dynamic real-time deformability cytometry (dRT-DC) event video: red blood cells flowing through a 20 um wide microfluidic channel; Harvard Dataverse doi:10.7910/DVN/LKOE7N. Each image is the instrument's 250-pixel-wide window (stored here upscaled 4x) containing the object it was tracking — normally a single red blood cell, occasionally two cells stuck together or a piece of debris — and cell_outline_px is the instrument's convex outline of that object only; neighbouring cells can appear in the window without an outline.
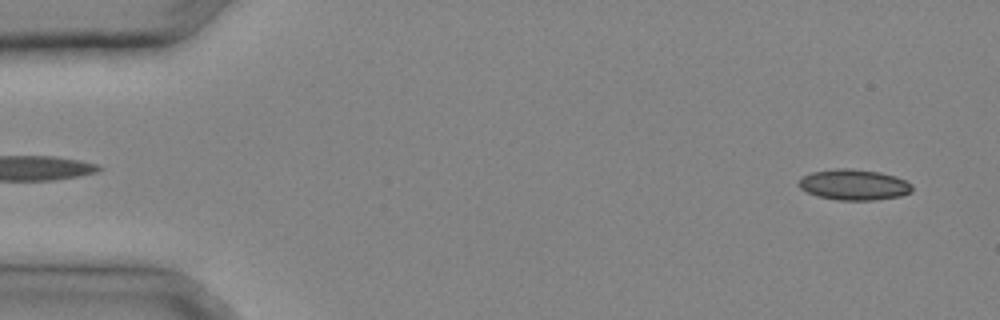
{"species": "common noctule bat (a hibernating species)", "species_latin": "Nyctalus noctula", "temperature_condition": "cold", "stored_images_in_passage": 30, "camera_frame_rate_fps": 3000, "um_per_image_px": 0.085, "animal": {"sex": "male", "body_mass_g": 20.4}, "frame": {"image": 1, "passage_image": 1, "time_ms": 0.0, "image_size_px": [1000, 320], "cell_outline_px": [[912, 192], [900, 196], [876, 200], [836, 200], [816, 196], [800, 188], [800, 180], [804, 176], [812, 172], [836, 168], [852, 168], [880, 172], [896, 176], [912, 184]], "centroid_in_image_um": [72.61, 15.7], "position_along_channel_um": 12.4, "area_um2": 20.35}}
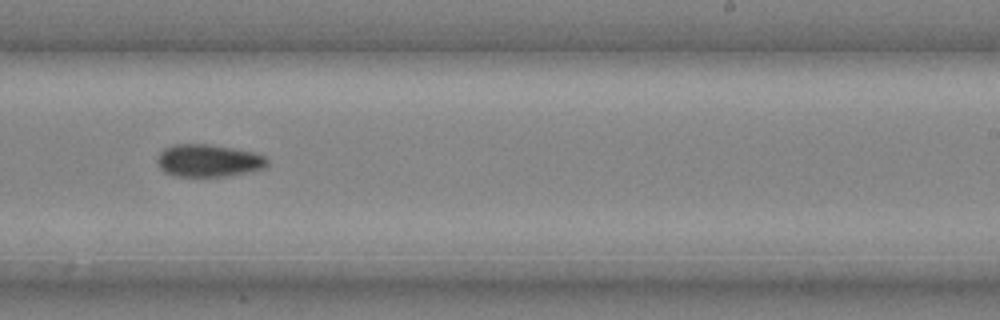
{"frame": {"image": 2, "passage_image": 19, "time_ms": 6.0, "image_size_px": [1000, 320], "cell_outline_px": [[268, 168], [252, 172], [228, 176], [176, 176], [164, 172], [156, 164], [156, 156], [164, 148], [172, 144], [208, 144], [256, 152], [264, 156], [268, 160]], "centroid_in_image_um": [17.73, 13.65], "position_along_channel_um": 271.3, "area_um2": 21.27}}
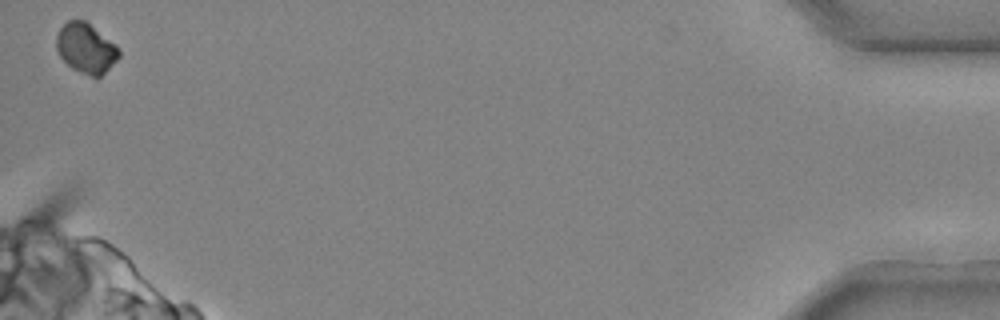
{"frame": {"image": 3, "passage_image": 30, "time_ms": 9.667, "image_size_px": [1000, 320], "cell_outline_px": [[120, 56], [100, 76], [92, 76], [80, 72], [72, 68], [56, 52], [56, 36], [60, 28], [68, 20], [84, 20], [116, 44], [120, 48]], "centroid_in_image_um": [7.3, 4.08], "position_along_channel_um": 427.9, "area_um2": 17.98}}